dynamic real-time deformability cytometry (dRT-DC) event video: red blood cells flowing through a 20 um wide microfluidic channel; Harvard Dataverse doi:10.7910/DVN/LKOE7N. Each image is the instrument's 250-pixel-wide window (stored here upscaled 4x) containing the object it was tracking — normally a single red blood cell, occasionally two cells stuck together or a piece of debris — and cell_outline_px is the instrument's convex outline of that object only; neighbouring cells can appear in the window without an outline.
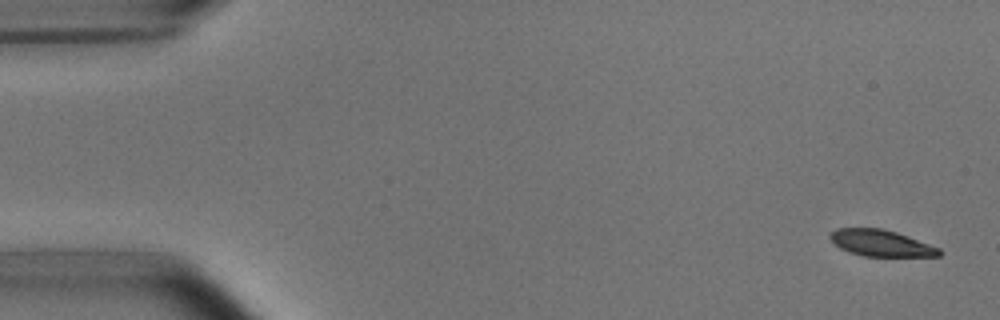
{"species": "common noctule bat (a hibernating species)", "species_latin": "Nyctalus noctula", "temperature_condition": "room temperature", "stored_images_in_passage": 4, "camera_frame_rate_fps": 3000, "um_per_image_px": 0.085, "animal": {"sex": "male", "body_mass_g": 15.6}, "frame": {"image": 1, "passage_image": 1, "time_ms": 0.0, "image_size_px": [1000, 320], "cell_outline_px": [[944, 252], [940, 256], [864, 256], [848, 252], [840, 248], [828, 236], [836, 228], [880, 228], [896, 232], [908, 236], [940, 248]], "centroid_in_image_um": [74.91, 20.67], "position_along_channel_um": 10.1, "area_um2": 16.76}}